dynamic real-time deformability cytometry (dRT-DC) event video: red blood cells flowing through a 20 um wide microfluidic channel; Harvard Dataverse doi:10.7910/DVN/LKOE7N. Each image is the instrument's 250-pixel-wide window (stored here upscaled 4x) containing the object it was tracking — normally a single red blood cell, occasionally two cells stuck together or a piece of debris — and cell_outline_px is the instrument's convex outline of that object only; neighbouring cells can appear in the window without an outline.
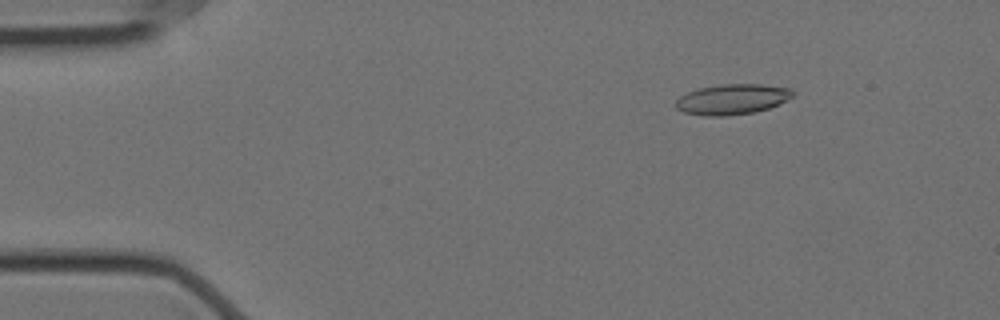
{"species": "Egyptian fruit bat (a non-hibernating species)", "species_latin": "Rousettus aegyptiacus", "temperature_condition": "cold", "stored_images_in_passage": 57, "camera_frame_rate_fps": 3000, "um_per_image_px": 0.085, "animal": {"sex": "female"}, "frame": {"image": 1, "passage_image": 8, "time_ms": 2.333, "image_size_px": [1000, 320], "cell_outline_px": [[796, 92], [792, 96], [768, 108], [752, 112], [728, 116], [704, 116], [684, 112], [676, 108], [676, 100], [680, 96], [688, 92], [700, 88], [724, 84], [760, 84], [792, 88]], "centroid_in_image_um": [62.23, 8.43], "position_along_channel_um": 22.8, "area_um2": 20.52}}
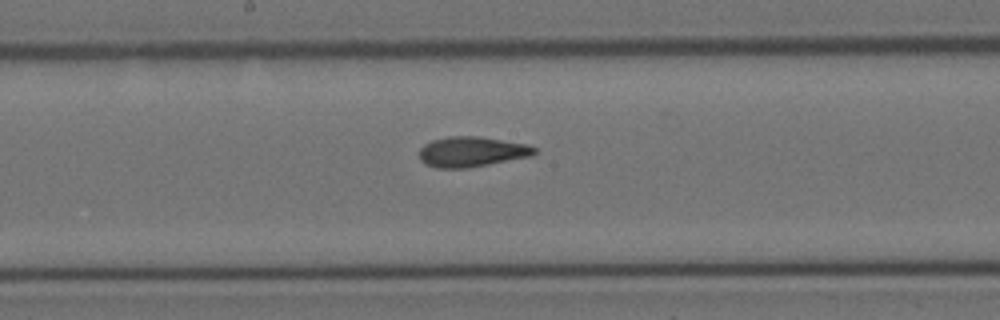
{"frame": {"image": 2, "passage_image": 30, "time_ms": 9.667, "image_size_px": [1000, 320], "cell_outline_px": [[536, 152], [532, 156], [468, 168], [436, 168], [424, 164], [420, 160], [420, 148], [424, 144], [432, 140], [448, 136], [476, 136], [528, 144], [536, 148]], "centroid_in_image_um": [40.08, 12.9], "position_along_channel_um": 208.1, "area_um2": 20.35}}
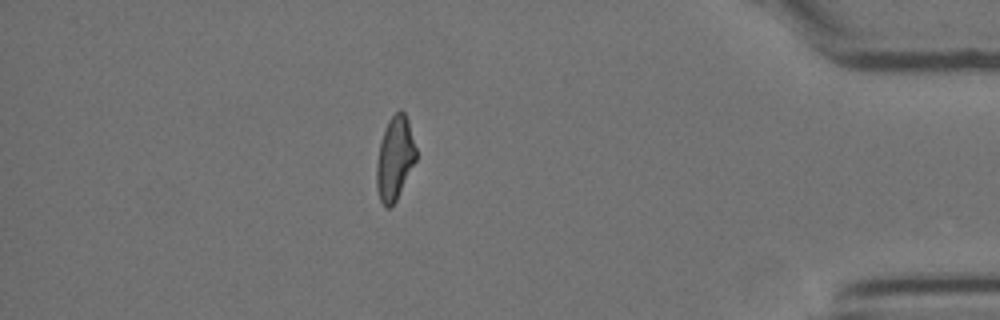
{"frame": {"image": 3, "passage_image": 50, "time_ms": 16.333, "image_size_px": [1000, 320], "cell_outline_px": [[416, 160], [396, 200], [388, 208], [384, 208], [380, 200], [376, 188], [376, 164], [380, 140], [388, 120], [400, 108], [404, 112], [408, 120], [416, 148]], "centroid_in_image_um": [33.54, 13.45], "position_along_channel_um": 401.7, "area_um2": 19.25}, "authors_computed_cell_mechanics": {"area_um2": 20.0566, "velocity_mm_per_s": 3.5369, "shape_relaxation_time_tau1_ms": null, "shape_relaxation_time_tau2_ms": 2.452, "deformation_change_tau1": null, "deformation_change_tau2": 0.0951}}